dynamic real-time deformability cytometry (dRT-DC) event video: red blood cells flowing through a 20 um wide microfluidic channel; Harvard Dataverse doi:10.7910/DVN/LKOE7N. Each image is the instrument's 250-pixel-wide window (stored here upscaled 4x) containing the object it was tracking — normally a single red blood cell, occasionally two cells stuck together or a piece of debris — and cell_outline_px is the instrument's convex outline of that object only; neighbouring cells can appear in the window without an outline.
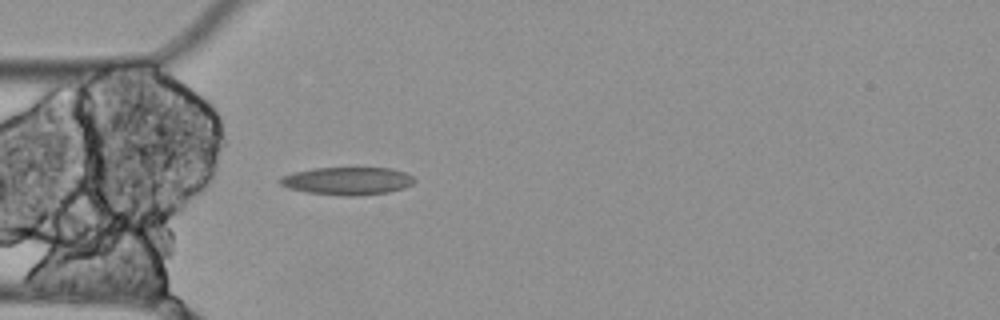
{"species": "Egyptian fruit bat (a non-hibernating species)", "species_latin": "Rousettus aegyptiacus", "temperature_condition": "cold", "stored_images_in_passage": 3, "camera_frame_rate_fps": 3000, "um_per_image_px": 0.085, "animal": {"sex": "female"}, "frame": {"image": 1, "passage_image": 3, "time_ms": 0.667, "image_size_px": [1000, 320], "cell_outline_px": [[416, 180], [412, 184], [404, 188], [388, 192], [360, 196], [340, 196], [304, 192], [288, 188], [280, 184], [280, 176], [292, 172], [312, 168], [392, 168], [404, 172], [412, 176]], "centroid_in_image_um": [29.5, 15.38], "position_along_channel_um": 55.5, "area_um2": 22.02}}